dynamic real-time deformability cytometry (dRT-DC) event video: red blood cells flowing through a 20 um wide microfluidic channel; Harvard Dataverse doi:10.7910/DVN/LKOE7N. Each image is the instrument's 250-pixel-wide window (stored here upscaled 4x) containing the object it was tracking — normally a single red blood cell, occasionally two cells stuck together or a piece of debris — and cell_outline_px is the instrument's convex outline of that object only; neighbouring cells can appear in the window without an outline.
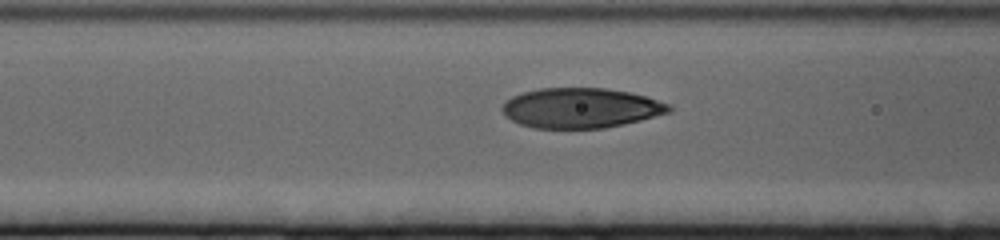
{"species": "human", "species_latin": "Homo sapiens", "temperature_condition": "cold", "stored_images_in_passage": 20, "camera_frame_rate_fps": 3000, "um_per_image_px": 0.085, "donor": {"sex": "female"}, "frame": {"image": 1, "passage_image": 17, "time_ms": 5.333, "image_size_px": [1000, 240], "cell_outline_px": [[672, 112], [624, 124], [604, 128], [536, 128], [520, 124], [504, 116], [500, 108], [512, 96], [524, 92], [540, 88], [604, 88], [628, 92], [644, 96], [668, 104], [672, 108]], "centroid_in_image_um": [49.35, 9.18], "position_along_channel_um": 117.3, "area_um2": 38.73}}